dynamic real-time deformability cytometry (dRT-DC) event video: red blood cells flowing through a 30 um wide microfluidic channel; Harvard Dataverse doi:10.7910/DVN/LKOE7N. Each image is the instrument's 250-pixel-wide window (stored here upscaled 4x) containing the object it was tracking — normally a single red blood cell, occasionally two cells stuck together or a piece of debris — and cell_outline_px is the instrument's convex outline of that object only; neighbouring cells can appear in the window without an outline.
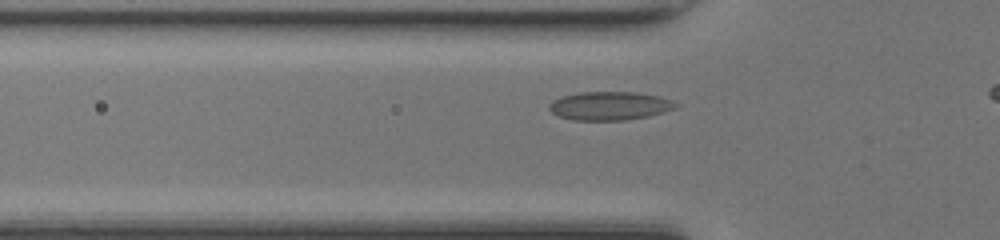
{"species": "common noctule bat (a hibernating species)", "species_latin": "Nyctalus noctula", "temperature_condition": "room temperature", "stored_images_in_passage": 32, "camera_frame_rate_fps": 3000, "um_per_image_px": 0.085, "animal": {"sex": "female", "body_mass_g": 17.0, "forearm_length_mm": 48.0}, "frame": {"image": 1, "passage_image": 8, "time_ms": 2.333, "image_size_px": [1000, 240], "cell_outline_px": [[680, 104], [676, 108], [664, 112], [648, 116], [624, 120], [572, 120], [560, 116], [552, 112], [548, 108], [548, 104], [552, 100], [560, 96], [580, 92], [636, 92], [660, 96], [672, 100]], "centroid_in_image_um": [51.83, 8.99], "position_along_channel_um": 74.0, "area_um2": 21.21}}
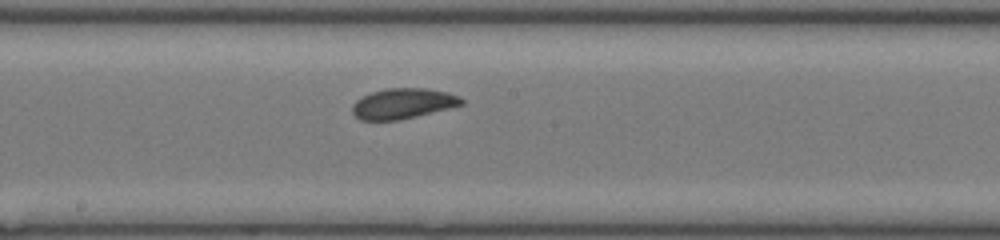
{"frame": {"image": 2, "passage_image": 18, "time_ms": 5.667, "image_size_px": [1000, 240], "cell_outline_px": [[464, 104], [400, 120], [360, 120], [352, 112], [352, 104], [356, 100], [372, 92], [388, 88], [424, 88], [448, 92], [464, 100]], "centroid_in_image_um": [34.23, 8.8], "position_along_channel_um": 214.0, "area_um2": 19.13}}
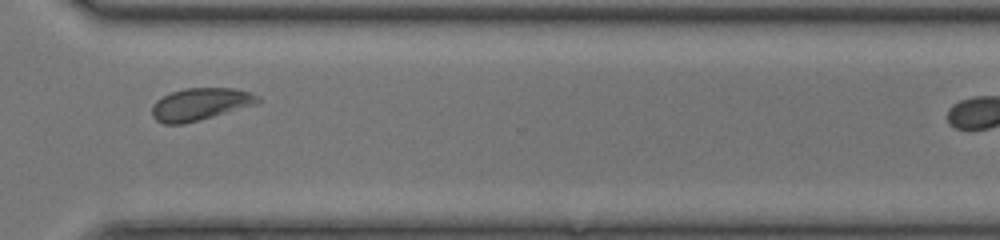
{"frame": {"image": 3, "passage_image": 28, "time_ms": 9.0, "image_size_px": [1000, 240], "cell_outline_px": [[260, 104], [200, 120], [184, 124], [164, 124], [156, 120], [152, 116], [152, 104], [156, 100], [172, 92], [184, 88], [236, 88], [252, 92], [260, 96]], "centroid_in_image_um": [17.08, 8.85], "position_along_channel_um": 353.5, "area_um2": 20.29}}